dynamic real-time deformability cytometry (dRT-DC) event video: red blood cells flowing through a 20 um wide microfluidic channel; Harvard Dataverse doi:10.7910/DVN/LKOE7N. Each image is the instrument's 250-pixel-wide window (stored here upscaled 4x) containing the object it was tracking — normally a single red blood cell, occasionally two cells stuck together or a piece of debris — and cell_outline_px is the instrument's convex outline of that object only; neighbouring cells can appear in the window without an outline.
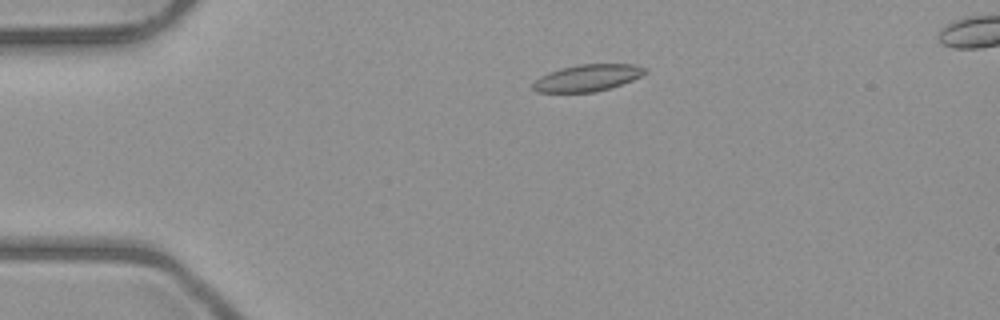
{"species": "common noctule bat (a hibernating species)", "species_latin": "Nyctalus noctula", "temperature_condition": "room temperature", "stored_images_in_passage": 6, "camera_frame_rate_fps": 3000, "um_per_image_px": 0.085, "animal": {"sex": "male", "body_mass_g": 23.1, "forearm_length_mm": 52.7}, "frame": {"image": 1, "passage_image": 4, "time_ms": 3.333, "image_size_px": [1000, 320], "cell_outline_px": [[648, 72], [632, 80], [596, 92], [536, 92], [532, 88], [532, 84], [540, 76], [548, 72], [560, 68], [580, 64], [636, 64], [648, 68]], "centroid_in_image_um": [49.94, 6.61], "position_along_channel_um": 35.1, "area_um2": 17.51}}